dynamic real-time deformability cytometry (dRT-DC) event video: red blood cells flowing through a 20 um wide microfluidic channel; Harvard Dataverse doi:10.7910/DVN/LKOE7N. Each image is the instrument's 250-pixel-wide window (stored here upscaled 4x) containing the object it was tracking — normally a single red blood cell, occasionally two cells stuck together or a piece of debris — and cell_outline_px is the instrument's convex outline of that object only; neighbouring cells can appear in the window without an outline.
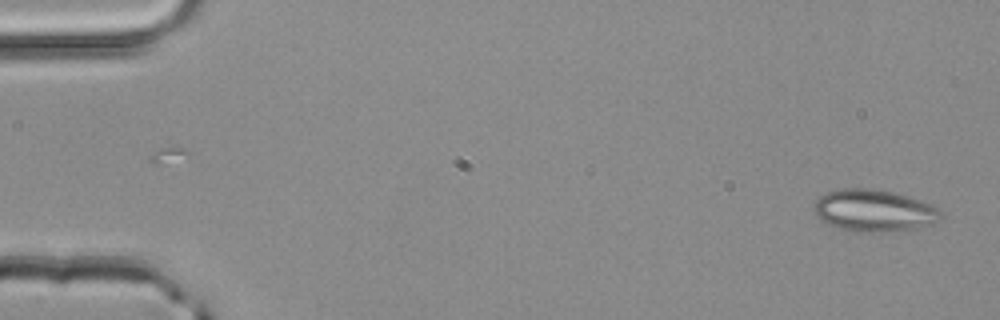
{"species": "common noctule bat (a hibernating species)", "species_latin": "Nyctalus noctula", "temperature_condition": "room temperature", "stored_images_in_passage": 2, "camera_frame_rate_fps": 3000, "um_per_image_px": 0.085, "animal": {"sex": "male", "body_mass_g": 20.4}, "frame": {"image": 1, "passage_image": 2, "time_ms": 0.333, "image_size_px": [1000, 320], "cell_outline_px": [[940, 220], [932, 224], [916, 228], [884, 232], [856, 232], [840, 228], [828, 224], [820, 220], [816, 216], [816, 200], [820, 196], [828, 192], [840, 188], [868, 188], [892, 192], [908, 196], [920, 200], [940, 208]], "centroid_in_image_um": [74.3, 17.9], "position_along_channel_um": 10.7, "area_um2": 30.92}}